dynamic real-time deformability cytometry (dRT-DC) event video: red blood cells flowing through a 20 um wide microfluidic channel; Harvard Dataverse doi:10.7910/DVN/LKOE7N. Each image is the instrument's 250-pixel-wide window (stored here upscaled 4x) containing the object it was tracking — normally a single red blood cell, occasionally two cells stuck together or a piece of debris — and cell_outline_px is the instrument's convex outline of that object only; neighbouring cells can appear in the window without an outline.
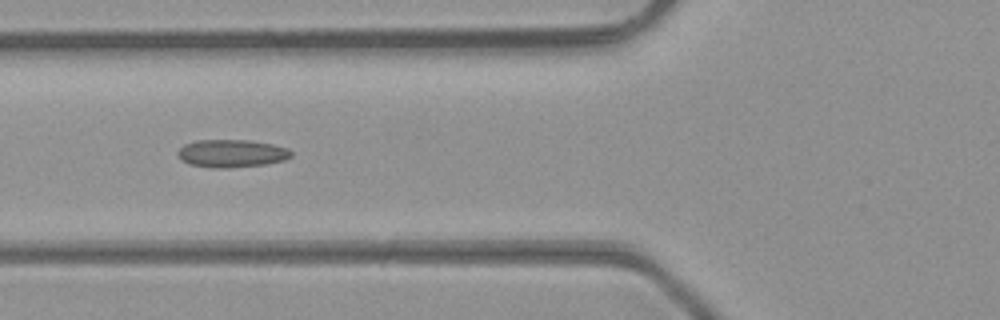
{"species": "common noctule bat (a hibernating species)", "species_latin": "Nyctalus noctula", "temperature_condition": "room temperature", "stored_images_in_passage": 47, "camera_frame_rate_fps": 3000, "um_per_image_px": 0.085, "animal": {"sex": "male", "body_mass_g": 23.1, "forearm_length_mm": 52.7}, "frame": {"image": 1, "passage_image": 18, "time_ms": 5.667, "image_size_px": [1000, 320], "cell_outline_px": [[292, 156], [284, 160], [268, 164], [228, 168], [212, 168], [188, 164], [180, 160], [176, 156], [176, 152], [184, 144], [196, 140], [248, 140], [272, 144], [288, 148], [292, 152]], "centroid_in_image_um": [19.65, 13.05], "position_along_channel_um": 106.1, "area_um2": 18.67}}
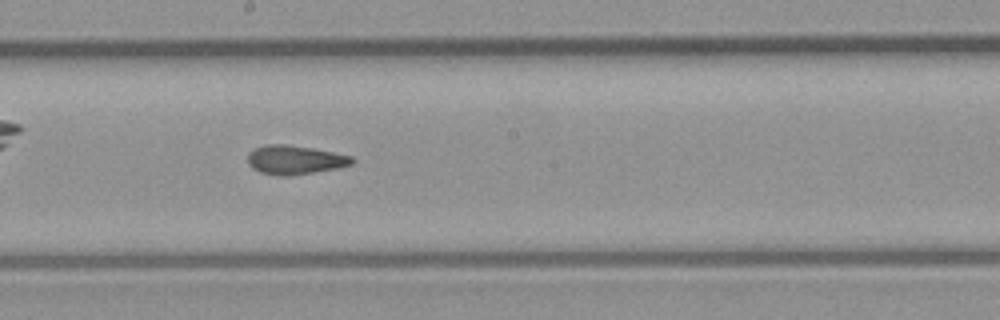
{"frame": {"image": 2, "passage_image": 26, "time_ms": 8.333, "image_size_px": [1000, 320], "cell_outline_px": [[356, 160], [352, 164], [336, 168], [288, 176], [280, 176], [260, 172], [252, 168], [248, 164], [248, 152], [256, 148], [268, 144], [284, 144], [312, 148], [352, 156]], "centroid_in_image_um": [25.05, 13.58], "position_along_channel_um": 223.2, "area_um2": 17.46}}
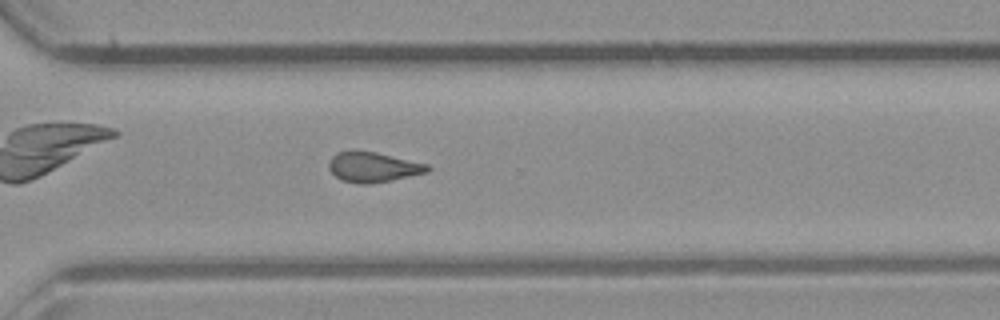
{"frame": {"image": 3, "passage_image": 34, "time_ms": 11.0, "image_size_px": [1000, 320], "cell_outline_px": [[432, 168], [428, 172], [392, 180], [368, 184], [360, 184], [340, 180], [328, 168], [328, 160], [336, 152], [352, 148], [376, 152], [428, 164]], "centroid_in_image_um": [31.67, 14.17], "position_along_channel_um": 338.9, "area_um2": 17.74}, "authors_computed_cell_mechanics": {"area_um2": 17.6868, "velocity_mm_per_s": 4.3648, "shape_relaxation_time_tau1_ms": null, "shape_relaxation_time_tau2_ms": 1.8536, "deformation_change_tau1": null, "deformation_change_tau2": 0.1035}}